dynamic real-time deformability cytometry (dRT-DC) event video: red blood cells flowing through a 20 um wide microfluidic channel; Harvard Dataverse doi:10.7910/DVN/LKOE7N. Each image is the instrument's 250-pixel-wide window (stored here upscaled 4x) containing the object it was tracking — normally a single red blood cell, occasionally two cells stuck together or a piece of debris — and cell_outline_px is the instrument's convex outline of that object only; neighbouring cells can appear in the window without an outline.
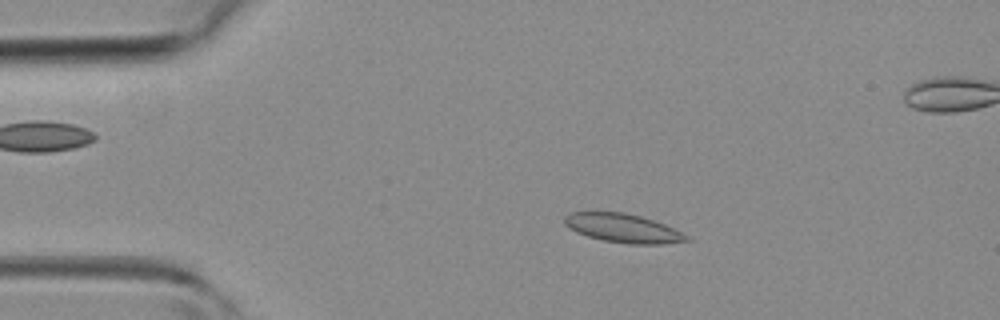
{"species": "common noctule bat (a hibernating species)", "species_latin": "Nyctalus noctula", "temperature_condition": "room temperature", "stored_images_in_passage": 39, "camera_frame_rate_fps": 3000, "um_per_image_px": 0.085, "animal": {"sex": "female", "body_mass_g": 19.3, "forearm_length_mm": 54.1}, "frame": {"image": 1, "passage_image": 2, "time_ms": 0.333, "image_size_px": [1000, 320], "cell_outline_px": [[692, 240], [664, 244], [628, 244], [604, 240], [588, 236], [576, 232], [568, 228], [564, 224], [564, 216], [572, 212], [624, 212], [640, 216], [664, 224], [688, 236]], "centroid_in_image_um": [52.93, 19.4], "position_along_channel_um": 32.1, "area_um2": 20.35}}
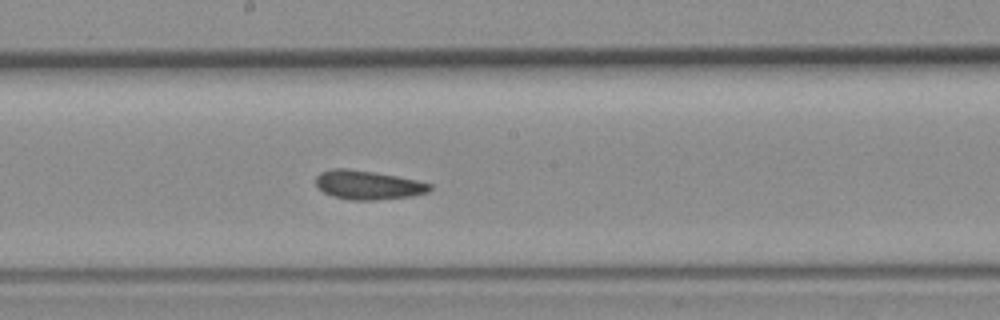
{"frame": {"image": 2, "passage_image": 17, "time_ms": 5.333, "image_size_px": [1000, 320], "cell_outline_px": [[432, 188], [428, 192], [412, 196], [376, 200], [352, 200], [332, 196], [324, 192], [316, 184], [316, 176], [320, 172], [332, 168], [348, 168], [396, 176], [416, 180], [432, 184]], "centroid_in_image_um": [31.27, 15.72], "position_along_channel_um": 216.9, "area_um2": 19.19}}
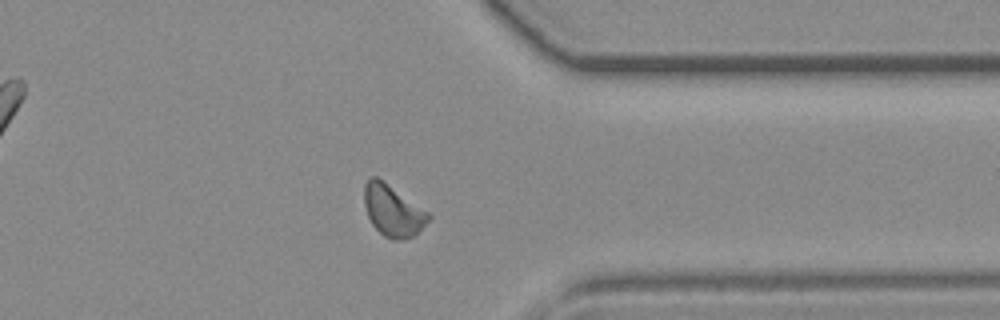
{"frame": {"image": 3, "passage_image": 28, "time_ms": 9.0, "image_size_px": [1000, 320], "cell_outline_px": [[432, 216], [412, 236], [404, 240], [392, 240], [384, 236], [372, 224], [368, 216], [364, 204], [364, 184], [368, 176], [376, 176], [428, 212]], "centroid_in_image_um": [33.34, 17.89], "position_along_channel_um": 378.1, "area_um2": 18.9}}